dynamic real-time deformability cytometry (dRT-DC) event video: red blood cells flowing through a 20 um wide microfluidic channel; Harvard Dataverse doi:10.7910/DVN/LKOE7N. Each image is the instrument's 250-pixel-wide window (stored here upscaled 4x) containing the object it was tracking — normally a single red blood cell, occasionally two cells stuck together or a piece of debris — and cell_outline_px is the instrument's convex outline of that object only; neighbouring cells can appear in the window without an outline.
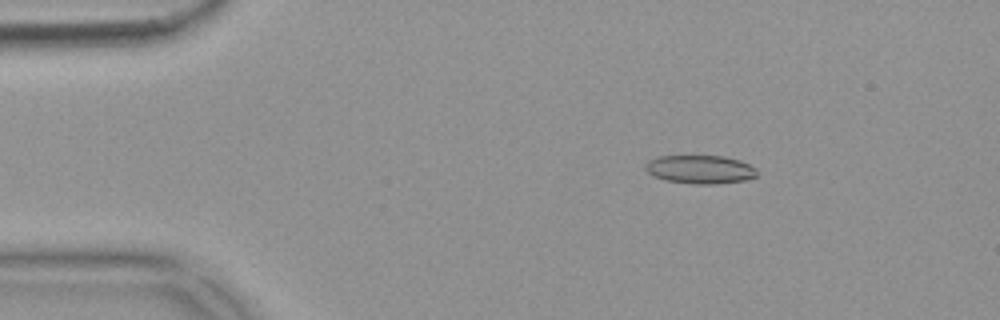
{"species": "common noctule bat (a hibernating species)", "species_latin": "Nyctalus noctula", "temperature_condition": "warm", "stored_images_in_passage": 55, "camera_frame_rate_fps": 3000, "um_per_image_px": 0.085, "animal": {"sex": "female", "body_mass_g": 18.4}, "frame": {"image": 1, "passage_image": 9, "time_ms": 2.667, "image_size_px": [1000, 320], "cell_outline_px": [[756, 176], [744, 180], [716, 184], [696, 184], [664, 180], [652, 176], [644, 168], [644, 164], [648, 160], [660, 156], [724, 156], [740, 160], [748, 164], [756, 172]], "centroid_in_image_um": [59.44, 14.4], "position_along_channel_um": 25.6, "area_um2": 18.44}}
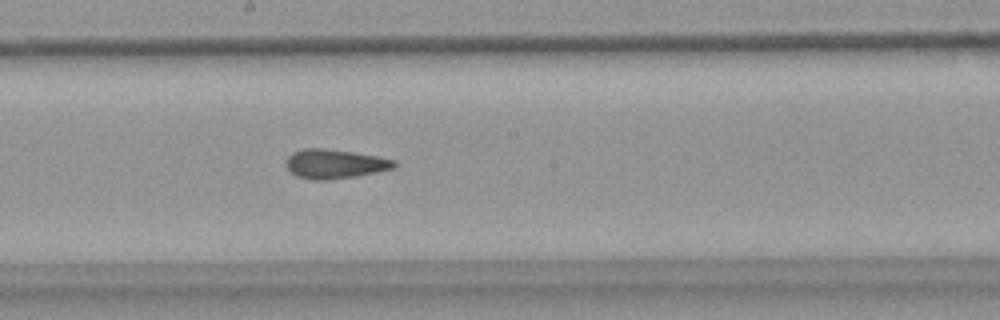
{"frame": {"image": 2, "passage_image": 30, "time_ms": 9.667, "image_size_px": [1000, 320], "cell_outline_px": [[396, 168], [356, 176], [328, 180], [312, 180], [296, 176], [284, 164], [284, 160], [292, 152], [304, 148], [320, 148], [352, 152], [376, 156], [396, 160]], "centroid_in_image_um": [28.43, 13.93], "position_along_channel_um": 219.8, "area_um2": 18.5}}
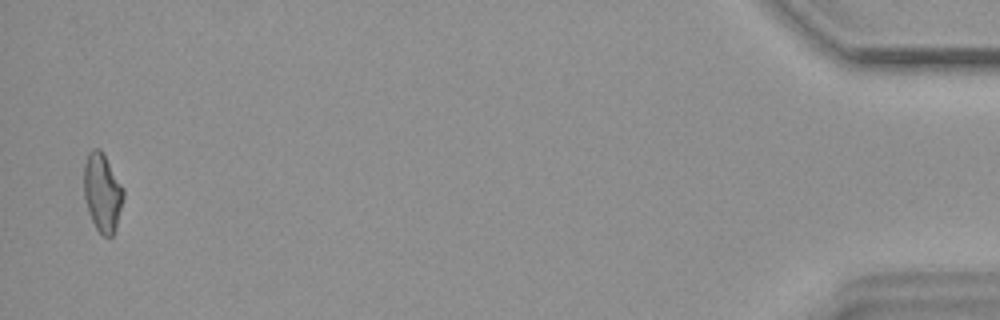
{"frame": {"image": 3, "passage_image": 54, "time_ms": 17.667, "image_size_px": [1000, 320], "cell_outline_px": [[124, 196], [116, 228], [112, 236], [104, 236], [96, 228], [88, 212], [84, 200], [84, 164], [88, 152], [92, 148], [100, 148], [124, 188]], "centroid_in_image_um": [8.69, 16.35], "position_along_channel_um": 426.5, "area_um2": 18.09}, "authors_computed_cell_mechanics": {"area_um2": 18.1492, "velocity_mm_per_s": 3.7076, "shape_relaxation_time_tau1_ms": null, "shape_relaxation_time_tau2_ms": 3.1221, "deformation_change_tau1": null, "deformation_change_tau2": 0.1204}}